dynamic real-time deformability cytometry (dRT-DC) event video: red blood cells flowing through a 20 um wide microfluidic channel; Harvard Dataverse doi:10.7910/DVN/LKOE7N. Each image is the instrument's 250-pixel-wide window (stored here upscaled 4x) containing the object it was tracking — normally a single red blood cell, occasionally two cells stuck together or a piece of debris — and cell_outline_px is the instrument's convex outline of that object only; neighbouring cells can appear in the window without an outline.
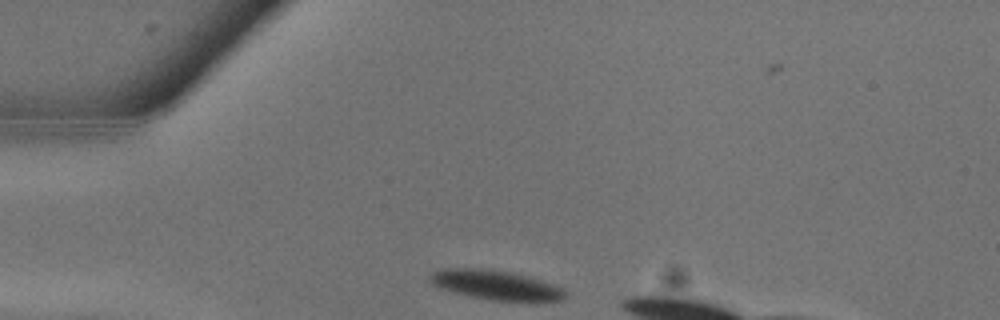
{"species": "common noctule bat (a hibernating species)", "species_latin": "Nyctalus noctula", "temperature_condition": "warm", "stored_images_in_passage": 5, "camera_frame_rate_fps": 3000, "um_per_image_px": 0.085, "animal": {"sex": "male", "body_mass_g": 13.3}, "frame": {"image": 1, "passage_image": 1, "time_ms": 0.0, "image_size_px": [1000, 320], "cell_outline_px": [[564, 296], [560, 300], [492, 300], [472, 296], [456, 292], [432, 284], [428, 280], [428, 276], [432, 272], [444, 268], [492, 268], [512, 272], [540, 280], [564, 288]], "centroid_in_image_um": [42.08, 24.18], "position_along_channel_um": 42.9, "area_um2": 22.77}}
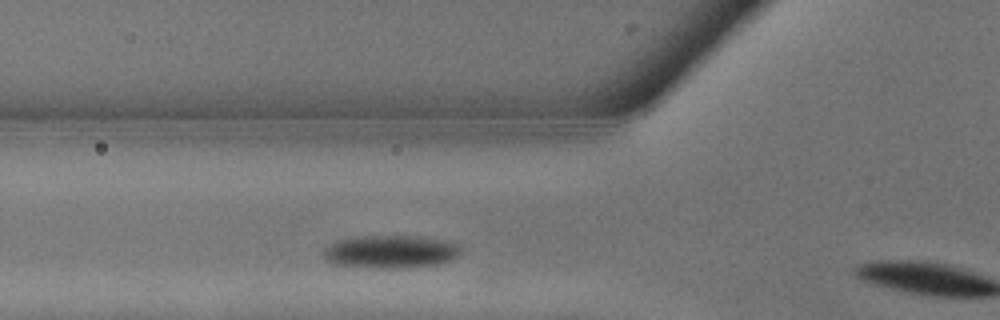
{"frame": {"image": 2, "passage_image": 4, "time_ms": 1.0, "image_size_px": [1000, 320], "cell_outline_px": [[460, 252], [452, 260], [436, 264], [400, 268], [392, 268], [332, 264], [324, 256], [324, 248], [336, 240], [360, 236], [416, 236], [444, 240], [460, 244]], "centroid_in_image_um": [33.21, 21.38], "position_along_channel_um": 92.6, "area_um2": 26.07}}